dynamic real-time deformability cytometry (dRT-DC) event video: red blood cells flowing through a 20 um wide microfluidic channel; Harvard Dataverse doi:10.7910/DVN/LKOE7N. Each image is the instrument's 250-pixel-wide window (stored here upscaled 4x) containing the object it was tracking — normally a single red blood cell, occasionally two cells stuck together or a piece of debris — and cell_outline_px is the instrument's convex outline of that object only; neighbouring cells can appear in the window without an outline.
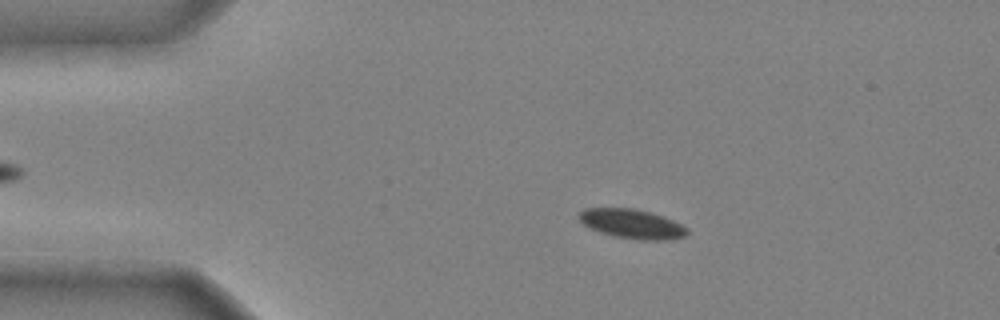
{"species": "common noctule bat (a hibernating species)", "species_latin": "Nyctalus noctula", "temperature_condition": "cold", "stored_images_in_passage": 48, "camera_frame_rate_fps": 3000, "um_per_image_px": 0.085, "animal": {"sex": "male", "body_mass_g": 20.4}, "frame": {"image": 1, "passage_image": 9, "time_ms": 2.667, "image_size_px": [1000, 320], "cell_outline_px": [[688, 232], [684, 236], [668, 240], [640, 240], [612, 236], [600, 232], [584, 224], [580, 220], [580, 212], [584, 208], [632, 208], [664, 216], [688, 228]], "centroid_in_image_um": [53.73, 19.03], "position_along_channel_um": 31.3, "area_um2": 18.32}}
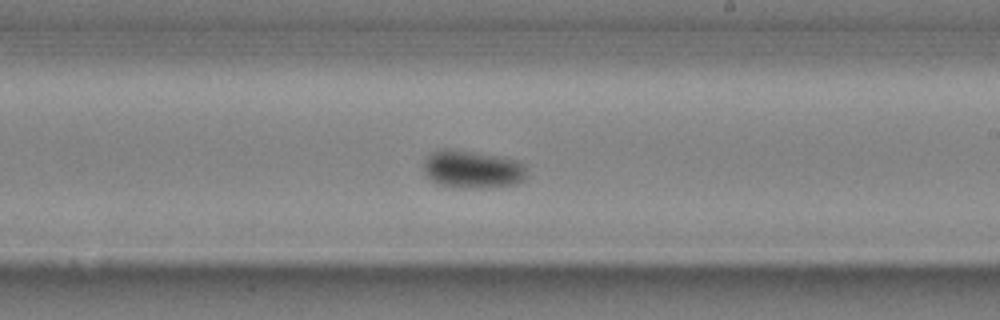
{"frame": {"image": 2, "passage_image": 29, "time_ms": 9.333, "image_size_px": [1000, 320], "cell_outline_px": [[528, 176], [524, 180], [516, 184], [488, 188], [452, 188], [440, 184], [432, 180], [424, 172], [424, 160], [432, 152], [444, 148], [448, 148], [504, 156], [520, 160], [524, 164]], "centroid_in_image_um": [40.21, 14.39], "position_along_channel_um": 248.8, "area_um2": 23.35}}
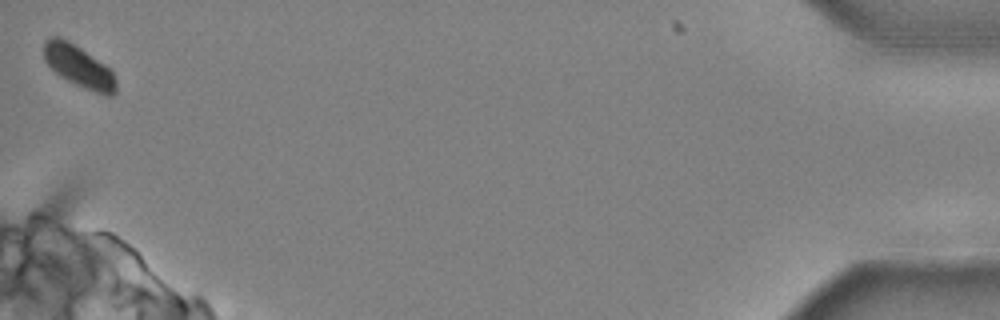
{"frame": {"image": 3, "passage_image": 48, "time_ms": 15.667, "image_size_px": [1000, 320], "cell_outline_px": [[116, 92], [112, 96], [104, 96], [84, 88], [60, 76], [44, 60], [44, 40], [48, 36], [60, 36], [68, 40], [104, 64], [112, 72], [116, 80]], "centroid_in_image_um": [6.69, 5.63], "position_along_channel_um": 428.5, "area_um2": 17.57}, "authors_computed_cell_mechanics": {"area_um2": 18.9006, "velocity_mm_per_s": 3.9426, "shape_relaxation_time_tau1_ms": 3.1672, "shape_relaxation_time_tau2_ms": null, "deformation_change_tau1": 0.1123, "deformation_change_tau2": null}}